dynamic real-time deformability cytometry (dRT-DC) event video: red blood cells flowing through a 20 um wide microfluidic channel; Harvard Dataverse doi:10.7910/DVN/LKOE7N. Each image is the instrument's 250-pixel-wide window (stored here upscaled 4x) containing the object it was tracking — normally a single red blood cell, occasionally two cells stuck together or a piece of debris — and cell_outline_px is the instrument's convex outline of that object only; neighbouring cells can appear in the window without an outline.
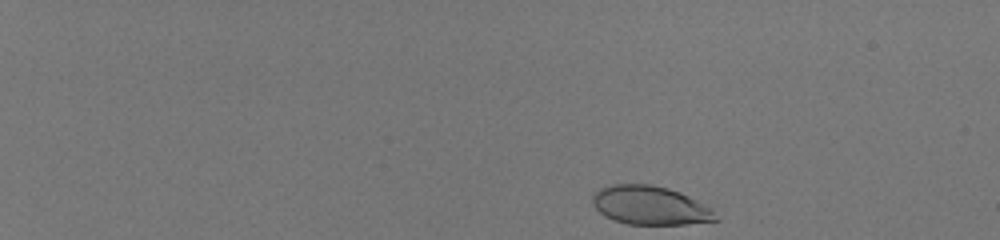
{"species": "human", "species_latin": "Homo sapiens", "temperature_condition": "room temperature", "stored_images_in_passage": 47, "camera_frame_rate_fps": 3000, "um_per_image_px": 0.085, "donor": {"sex": "male"}, "frame": {"image": 1, "passage_image": 1, "time_ms": 0.0, "image_size_px": [1000, 240], "cell_outline_px": [[720, 220], [684, 224], [628, 224], [612, 220], [604, 216], [596, 208], [592, 200], [592, 196], [600, 188], [612, 184], [652, 184], [668, 188], [680, 192], [696, 200], [708, 208]], "centroid_in_image_um": [55.21, 17.45], "position_along_channel_um": 29.8, "area_um2": 27.51}}
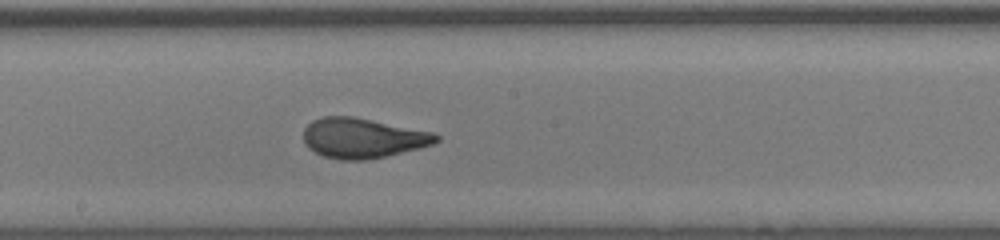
{"frame": {"image": 2, "passage_image": 27, "time_ms": 8.667, "image_size_px": [1000, 240], "cell_outline_px": [[440, 140], [432, 144], [384, 156], [364, 160], [340, 160], [324, 156], [308, 148], [304, 144], [304, 128], [312, 120], [324, 116], [352, 116], [432, 132], [440, 136]], "centroid_in_image_um": [30.78, 11.73], "position_along_channel_um": 217.4, "area_um2": 30.58}}
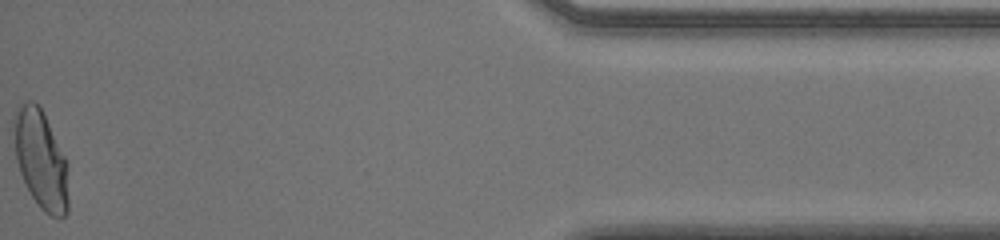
{"frame": {"image": 3, "passage_image": 47, "time_ms": 15.333, "image_size_px": [1000, 240], "cell_outline_px": [[68, 212], [60, 220], [44, 212], [40, 208], [24, 184], [16, 160], [12, 120], [12, 116], [16, 108], [20, 104], [28, 100], [32, 100], [40, 108], [68, 164]], "centroid_in_image_um": [3.45, 13.6], "position_along_channel_um": 431.7, "area_um2": 31.56}, "authors_computed_cell_mechanics": {"area_um2": 30.4606, "velocity_mm_per_s": 4.049, "shape_relaxation_time_tau1_ms": 5.9032, "shape_relaxation_time_tau2_ms": null, "deformation_change_tau1": 0.2193, "deformation_change_tau2": null}}